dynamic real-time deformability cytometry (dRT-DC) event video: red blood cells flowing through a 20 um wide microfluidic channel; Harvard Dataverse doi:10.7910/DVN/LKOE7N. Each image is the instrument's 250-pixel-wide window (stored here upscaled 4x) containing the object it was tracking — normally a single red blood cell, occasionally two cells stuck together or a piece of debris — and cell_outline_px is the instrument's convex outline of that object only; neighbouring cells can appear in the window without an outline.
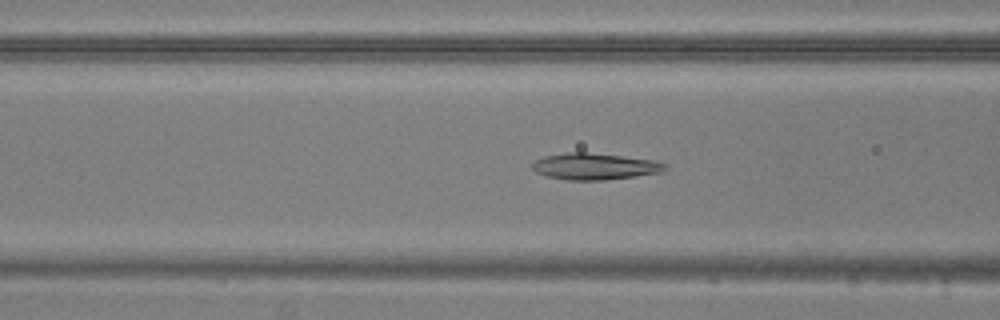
{"species": "common noctule bat (a hibernating species)", "species_latin": "Nyctalus noctula", "temperature_condition": "warm", "stored_images_in_passage": 53, "camera_frame_rate_fps": 3000, "um_per_image_px": 0.085, "animal": {"sex": "male", "body_mass_g": 20.5, "forearm_length_mm": 52.5}, "frame": {"image": 1, "passage_image": 20, "time_ms": 6.333, "image_size_px": [1000, 320], "cell_outline_px": [[668, 168], [664, 172], [604, 180], [568, 180], [548, 176], [536, 172], [532, 168], [532, 164], [536, 160], [544, 156], [568, 152], [584, 152], [656, 160], [668, 164]], "centroid_in_image_um": [50.6, 14.14], "position_along_channel_um": 116.0, "area_um2": 20.46}}
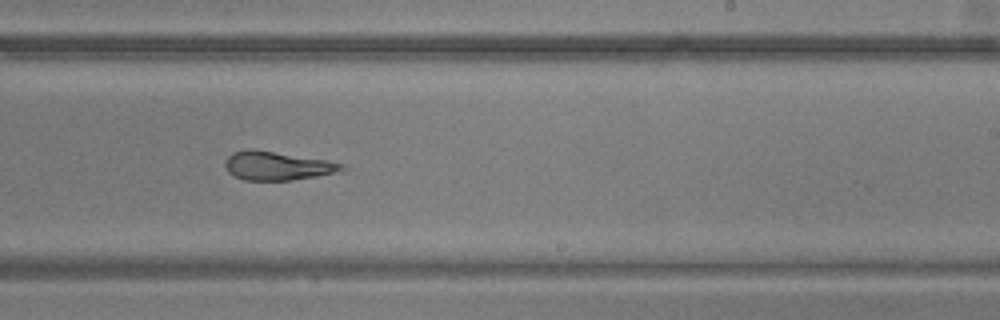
{"frame": {"image": 2, "passage_image": 32, "time_ms": 10.333, "image_size_px": [1000, 320], "cell_outline_px": [[348, 168], [316, 176], [292, 180], [244, 180], [228, 172], [224, 164], [224, 160], [232, 152], [252, 148], [328, 160], [340, 164]], "centroid_in_image_um": [23.5, 14.08], "position_along_channel_um": 265.5, "area_um2": 19.36}}
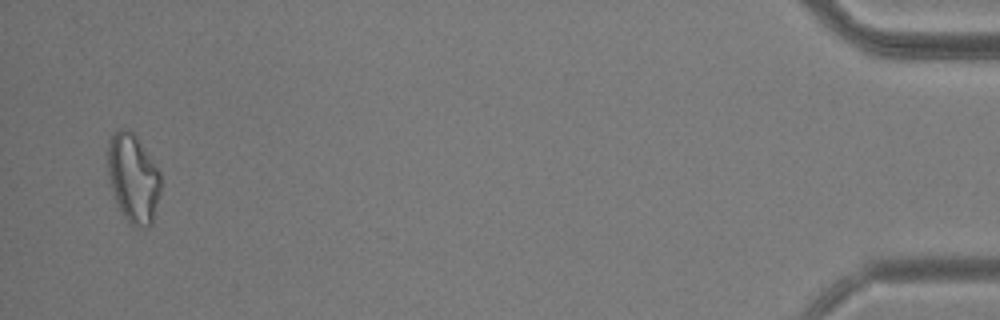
{"frame": {"image": 3, "passage_image": 52, "time_ms": 17.0, "image_size_px": [1000, 320], "cell_outline_px": [[160, 192], [152, 224], [148, 228], [144, 228], [132, 224], [124, 216], [116, 200], [108, 176], [108, 144], [112, 132], [120, 128], [128, 128], [136, 136], [160, 172]], "centroid_in_image_um": [11.32, 15.12], "position_along_channel_um": 423.9, "area_um2": 27.11}, "authors_computed_cell_mechanics": {"area_um2": 21.2126, "velocity_mm_per_s": 3.7372, "shape_relaxation_time_tau1_ms": null, "shape_relaxation_time_tau2_ms": 1.5658, "deformation_change_tau1": null, "deformation_change_tau2": 0.0811}}